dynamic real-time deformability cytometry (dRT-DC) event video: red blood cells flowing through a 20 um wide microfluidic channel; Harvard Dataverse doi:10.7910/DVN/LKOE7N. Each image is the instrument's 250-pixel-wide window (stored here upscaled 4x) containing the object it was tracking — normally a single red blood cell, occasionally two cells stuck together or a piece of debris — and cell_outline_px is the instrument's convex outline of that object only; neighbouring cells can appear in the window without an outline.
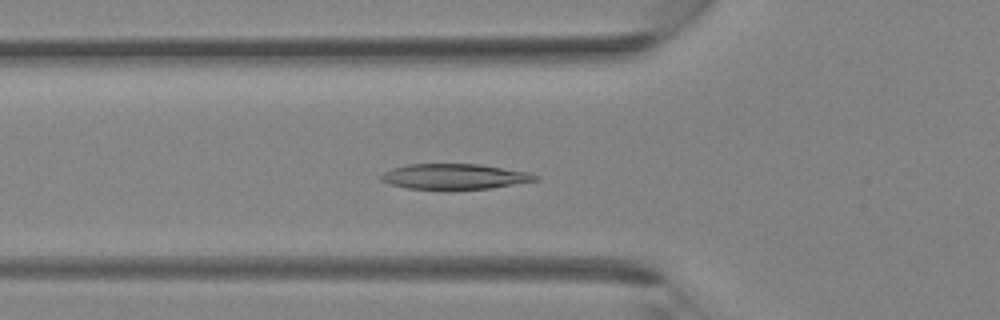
{"species": "Egyptian fruit bat (a non-hibernating species)", "species_latin": "Rousettus aegyptiacus", "temperature_condition": "room temperature", "stored_images_in_passage": 37, "segment_of_instrument_passage": [1, 2], "camera_frame_rate_fps": 3000, "um_per_image_px": 0.085, "animal": {"sex": "female"}, "frame": {"image": 1, "passage_image": 13, "time_ms": 4.0, "image_size_px": [1000, 320], "cell_outline_px": [[540, 180], [492, 188], [448, 192], [408, 188], [392, 184], [380, 180], [380, 176], [384, 172], [392, 168], [408, 164], [480, 164], [532, 172], [540, 176]], "centroid_in_image_um": [38.7, 15.04], "position_along_channel_um": 87.1, "area_um2": 23.87}}
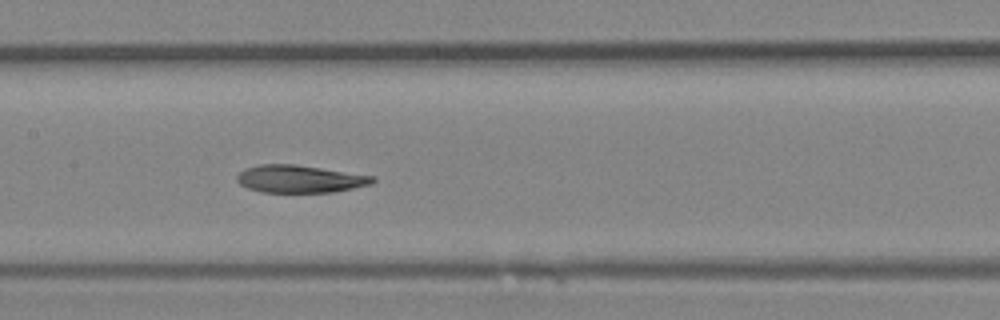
{"frame": {"image": 2, "passage_image": 18, "time_ms": 5.667, "image_size_px": [1000, 320], "cell_outline_px": [[376, 180], [372, 184], [332, 192], [260, 192], [248, 188], [240, 184], [236, 180], [236, 176], [244, 168], [260, 164], [296, 164], [376, 176]], "centroid_in_image_um": [25.48, 15.2], "position_along_channel_um": 181.9, "area_um2": 21.91}}
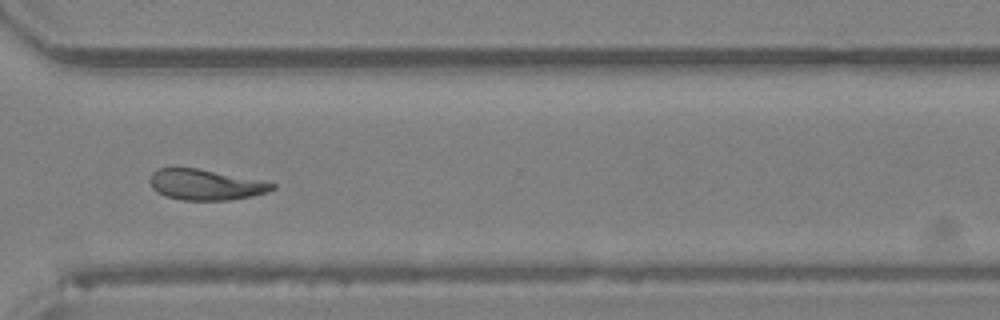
{"frame": {"image": 3, "passage_image": 27, "time_ms": 8.667, "image_size_px": [1000, 320], "cell_outline_px": [[276, 188], [268, 192], [252, 196], [232, 200], [180, 200], [164, 196], [156, 192], [152, 188], [148, 180], [152, 172], [156, 168], [196, 168], [264, 180], [276, 184]], "centroid_in_image_um": [17.47, 15.7], "position_along_channel_um": 353.1, "area_um2": 22.25}}